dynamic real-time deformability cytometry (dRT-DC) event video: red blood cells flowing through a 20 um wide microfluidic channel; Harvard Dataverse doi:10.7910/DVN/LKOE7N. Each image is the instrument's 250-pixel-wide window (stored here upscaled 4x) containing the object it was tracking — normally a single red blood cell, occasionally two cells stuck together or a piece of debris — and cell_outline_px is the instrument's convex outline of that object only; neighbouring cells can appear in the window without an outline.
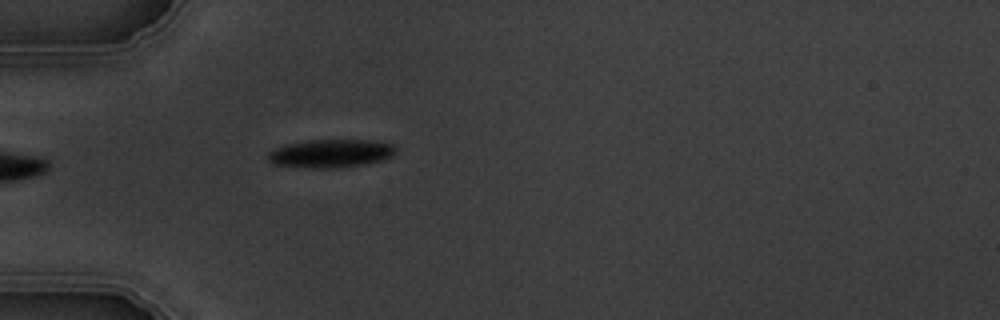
{"species": "common noctule bat (a hibernating species)", "species_latin": "Nyctalus noctula", "temperature_condition": "warm", "stored_images_in_passage": 6, "camera_frame_rate_fps": 3000, "um_per_image_px": 0.085, "animal": {"sex": "male", "body_mass_g": 19.5, "forearm_length_mm": 54.6}, "frame": {"image": 1, "passage_image": 6, "time_ms": 5.667, "image_size_px": [1000, 320], "cell_outline_px": [[396, 152], [392, 156], [380, 160], [364, 164], [336, 168], [308, 168], [272, 164], [268, 160], [268, 152], [284, 144], [308, 140], [376, 140], [392, 144], [396, 148]], "centroid_in_image_um": [28.1, 13.04], "position_along_channel_um": 56.9, "area_um2": 21.15}}